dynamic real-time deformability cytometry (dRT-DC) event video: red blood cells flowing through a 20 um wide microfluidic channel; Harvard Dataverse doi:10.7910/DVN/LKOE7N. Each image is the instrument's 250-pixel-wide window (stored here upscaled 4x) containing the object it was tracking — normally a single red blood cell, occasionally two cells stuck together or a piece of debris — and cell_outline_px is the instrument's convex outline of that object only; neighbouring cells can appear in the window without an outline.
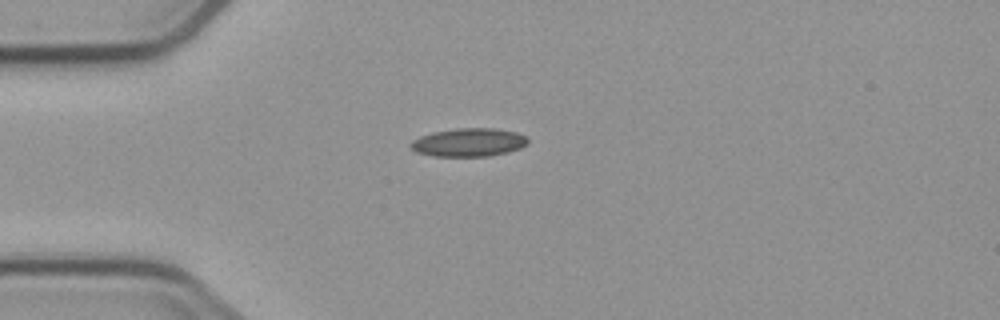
{"species": "common noctule bat (a hibernating species)", "species_latin": "Nyctalus noctula", "temperature_condition": "cold", "stored_images_in_passage": 4, "camera_frame_rate_fps": 3000, "um_per_image_px": 0.085, "animal": {"sex": "male", "body_mass_g": 23.1, "forearm_length_mm": 52.7}, "frame": {"image": 1, "passage_image": 1, "time_ms": 0.0, "image_size_px": [1000, 320], "cell_outline_px": [[528, 144], [520, 148], [508, 152], [488, 156], [432, 156], [416, 152], [408, 144], [412, 140], [420, 136], [432, 132], [456, 128], [496, 128], [516, 132], [528, 136]], "centroid_in_image_um": [39.85, 12.09], "position_along_channel_um": 45.2, "area_um2": 19.54}}
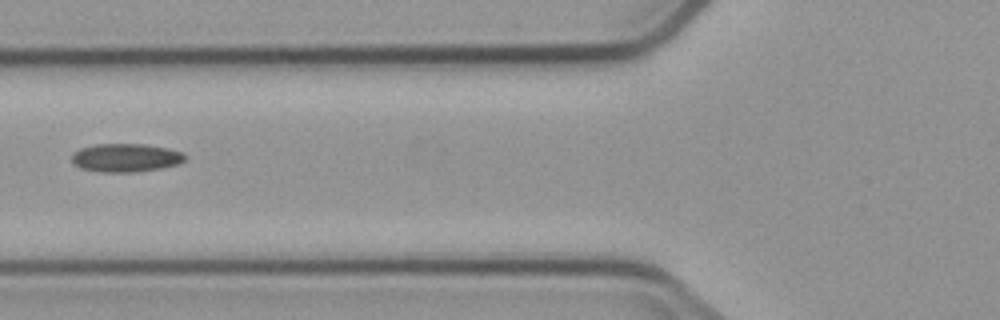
{"frame": {"image": 2, "passage_image": 3, "time_ms": 2.333, "image_size_px": [1000, 320], "cell_outline_px": [[188, 156], [184, 160], [176, 164], [164, 168], [136, 172], [104, 172], [80, 168], [72, 160], [72, 152], [80, 148], [96, 144], [148, 144], [168, 148], [184, 152]], "centroid_in_image_um": [10.73, 13.4], "position_along_channel_um": 115.1, "area_um2": 18.9}}
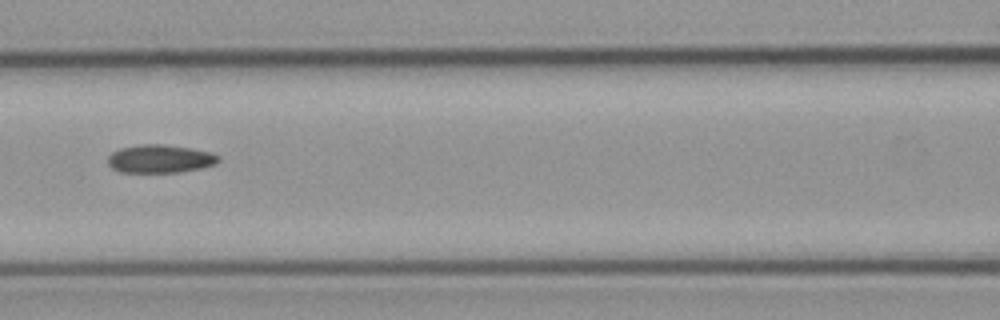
{"frame": {"image": 3, "passage_image": 4, "time_ms": 3.333, "image_size_px": [1000, 320], "cell_outline_px": [[220, 160], [216, 164], [200, 168], [180, 172], [120, 172], [112, 168], [108, 164], [108, 156], [112, 152], [120, 148], [140, 144], [164, 144], [188, 148], [208, 152], [220, 156]], "centroid_in_image_um": [13.58, 13.5], "position_along_channel_um": 153.0, "area_um2": 18.09}}